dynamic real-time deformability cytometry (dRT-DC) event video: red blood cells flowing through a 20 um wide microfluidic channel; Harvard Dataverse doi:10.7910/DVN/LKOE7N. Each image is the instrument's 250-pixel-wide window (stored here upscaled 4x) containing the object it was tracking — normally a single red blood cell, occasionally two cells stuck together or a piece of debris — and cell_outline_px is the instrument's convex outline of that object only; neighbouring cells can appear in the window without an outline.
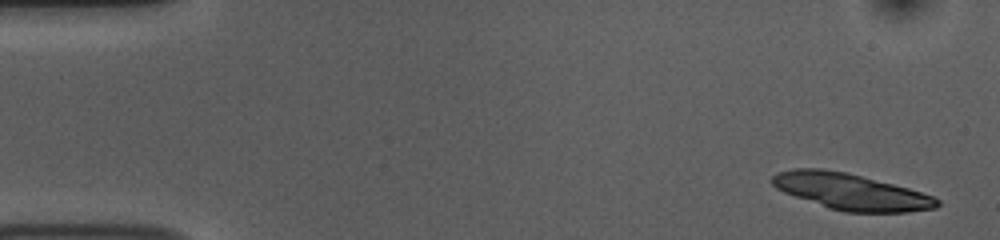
{"species": "common noctule bat (a hibernating species)", "species_latin": "Nyctalus noctula", "temperature_condition": "room temperature", "stored_images_in_passage": 37, "camera_frame_rate_fps": 3000, "um_per_image_px": 0.085, "animal": {"sex": "female", "body_mass_g": 10.0, "forearm_length_mm": 53.1}, "frame": {"image": 1, "passage_image": 1, "time_ms": 0.0, "image_size_px": [1000, 240], "cell_outline_px": [[940, 204], [936, 208], [908, 212], [844, 212], [828, 208], [784, 192], [776, 188], [768, 180], [772, 176], [780, 172], [796, 168], [820, 168], [848, 172], [908, 188], [932, 196], [940, 200]], "centroid_in_image_um": [72.31, 16.29], "position_along_channel_um": 12.7, "area_um2": 34.8}}
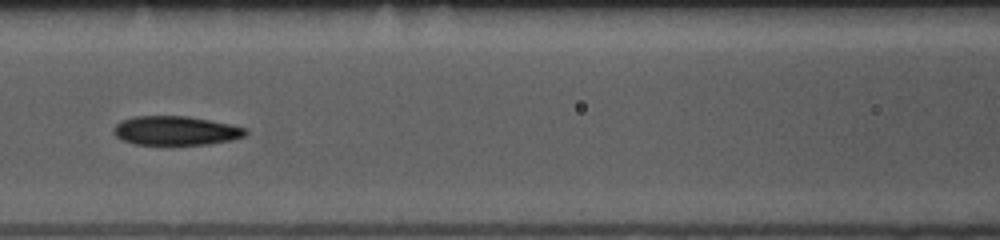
{"frame": {"image": 2, "passage_image": 22, "time_ms": 7.0, "image_size_px": [1000, 240], "cell_outline_px": [[248, 132], [244, 136], [232, 140], [208, 144], [136, 144], [124, 140], [116, 136], [112, 132], [112, 128], [120, 120], [132, 116], [188, 116], [232, 124], [248, 128]], "centroid_in_image_um": [14.95, 11.09], "position_along_channel_um": 151.7, "area_um2": 22.48}}
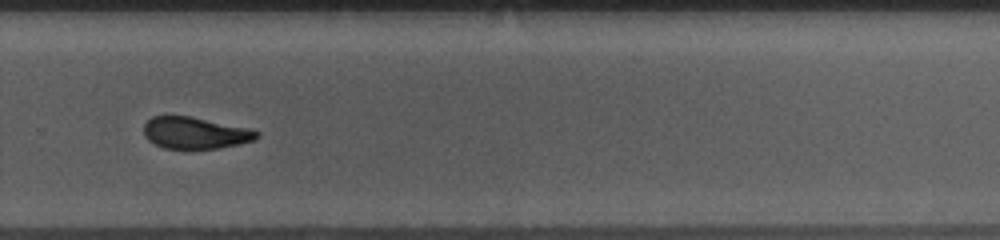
{"frame": {"image": 3, "passage_image": 35, "time_ms": 11.333, "image_size_px": [1000, 240], "cell_outline_px": [[260, 136], [256, 140], [216, 148], [164, 148], [148, 140], [144, 136], [144, 124], [152, 116], [192, 116], [248, 128], [260, 132]], "centroid_in_image_um": [16.59, 11.28], "position_along_channel_um": 313.2, "area_um2": 20.75}}